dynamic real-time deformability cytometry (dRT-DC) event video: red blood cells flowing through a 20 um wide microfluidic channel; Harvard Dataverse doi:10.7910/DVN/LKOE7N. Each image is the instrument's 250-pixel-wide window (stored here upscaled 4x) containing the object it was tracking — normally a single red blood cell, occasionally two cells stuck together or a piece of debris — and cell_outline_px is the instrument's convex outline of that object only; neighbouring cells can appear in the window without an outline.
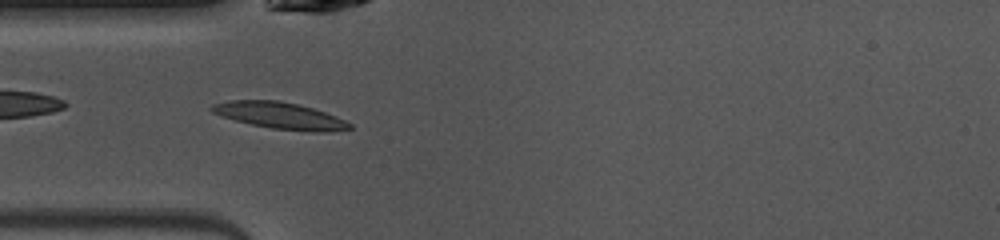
{"species": "common noctule bat (a hibernating species)", "species_latin": "Nyctalus noctula", "temperature_condition": "warm", "stored_images_in_passage": 47, "camera_frame_rate_fps": 3000, "um_per_image_px": 0.085, "animal": {"sex": "female", "body_mass_g": 10.0, "forearm_length_mm": 53.1}, "frame": {"image": 1, "passage_image": 12, "time_ms": 3.667, "image_size_px": [1000, 240], "cell_outline_px": [[352, 128], [324, 132], [312, 132], [272, 128], [252, 124], [220, 116], [212, 112], [208, 108], [212, 104], [228, 100], [280, 100], [312, 108], [336, 116], [352, 124]], "centroid_in_image_um": [23.76, 9.82], "position_along_channel_um": 61.2, "area_um2": 21.27}}
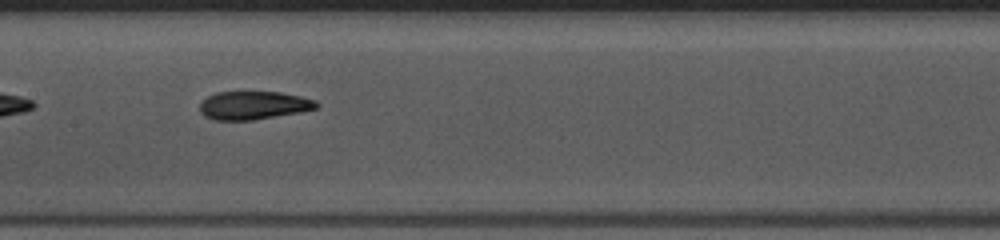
{"frame": {"image": 2, "passage_image": 21, "time_ms": 6.667, "image_size_px": [1000, 240], "cell_outline_px": [[320, 104], [316, 108], [300, 112], [252, 120], [212, 120], [204, 116], [200, 112], [200, 104], [208, 96], [216, 92], [280, 92], [300, 96], [316, 100]], "centroid_in_image_um": [21.55, 8.95], "position_along_channel_um": 185.9, "area_um2": 19.19}}
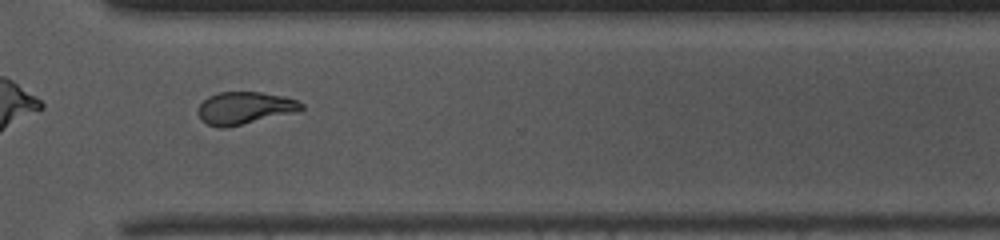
{"frame": {"image": 3, "passage_image": 33, "time_ms": 10.667, "image_size_px": [1000, 240], "cell_outline_px": [[304, 108], [296, 112], [224, 128], [220, 128], [208, 124], [200, 120], [200, 104], [208, 96], [220, 92], [260, 92], [284, 96], [296, 100], [304, 104]], "centroid_in_image_um": [20.82, 9.17], "position_along_channel_um": 349.8, "area_um2": 19.25}, "authors_computed_cell_mechanics": {"area_um2": 19.8832, "velocity_mm_per_s": 4.1161, "shape_relaxation_time_tau1_ms": 4.6553, "shape_relaxation_time_tau2_ms": 3.046, "deformation_change_tau1": 0.1852, "deformation_change_tau2": 0.0905}}